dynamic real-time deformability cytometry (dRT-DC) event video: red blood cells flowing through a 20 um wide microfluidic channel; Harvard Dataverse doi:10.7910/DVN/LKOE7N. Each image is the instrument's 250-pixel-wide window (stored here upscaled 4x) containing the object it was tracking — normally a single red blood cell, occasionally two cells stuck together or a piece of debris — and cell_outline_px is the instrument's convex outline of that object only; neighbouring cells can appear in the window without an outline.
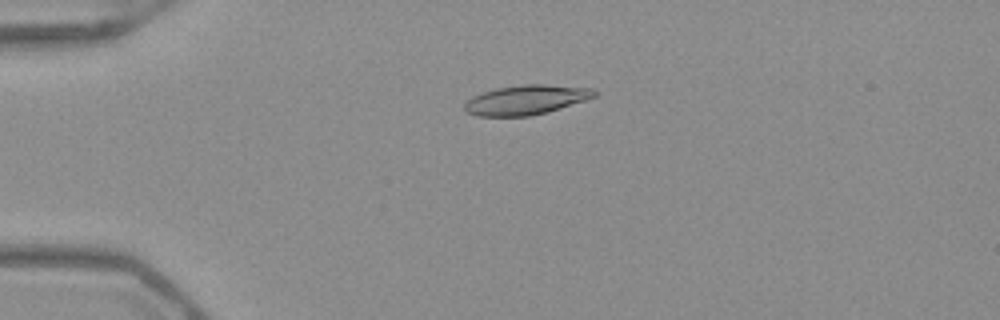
{"species": "Egyptian fruit bat (a non-hibernating species)", "species_latin": "Rousettus aegyptiacus", "temperature_condition": "warm", "stored_images_in_passage": 52, "camera_frame_rate_fps": 3000, "um_per_image_px": 0.085, "frame": {"image": 1, "passage_image": 13, "time_ms": 4.0, "image_size_px": [1000, 320], "cell_outline_px": [[600, 92], [596, 96], [548, 112], [528, 116], [476, 116], [468, 112], [464, 108], [464, 104], [472, 96], [496, 88], [520, 84], [544, 84], [596, 88]], "centroid_in_image_um": [44.76, 8.47], "position_along_channel_um": 40.2, "area_um2": 22.48}}
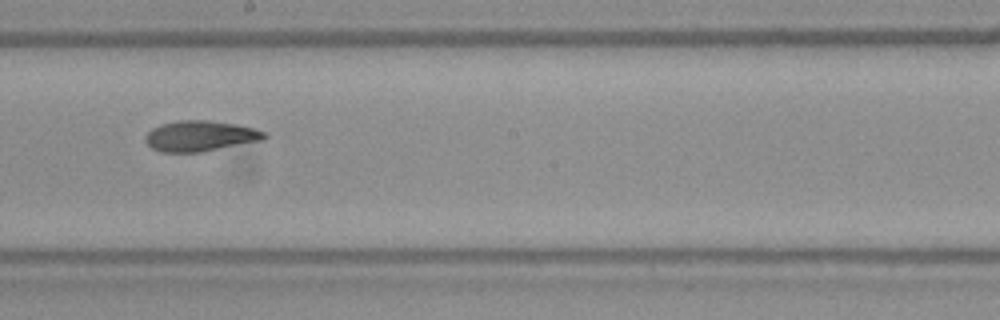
{"frame": {"image": 2, "passage_image": 30, "time_ms": 9.667, "image_size_px": [1000, 320], "cell_outline_px": [[268, 136], [264, 140], [200, 152], [160, 152], [152, 148], [144, 140], [144, 136], [152, 128], [160, 124], [176, 120], [208, 120], [236, 124], [256, 128], [268, 132]], "centroid_in_image_um": [17.04, 11.55], "position_along_channel_um": 231.2, "area_um2": 21.5}}
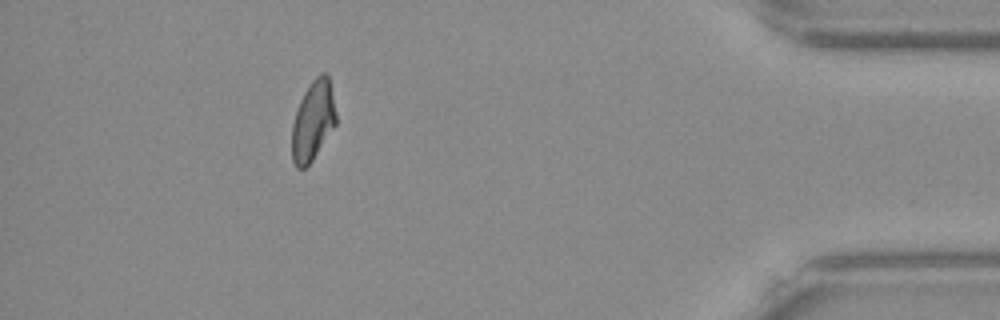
{"frame": {"image": 3, "passage_image": 47, "time_ms": 15.333, "image_size_px": [1000, 320], "cell_outline_px": [[336, 124], [312, 160], [304, 168], [296, 168], [292, 160], [292, 124], [300, 100], [304, 92], [312, 80], [320, 72], [328, 72], [336, 112]], "centroid_in_image_um": [26.61, 10.23], "position_along_channel_um": 408.6, "area_um2": 20.46}, "authors_computed_cell_mechanics": {"area_um2": 21.675, "velocity_mm_per_s": 3.99, "shape_relaxation_time_tau1_ms": 10.1748, "shape_relaxation_time_tau2_ms": 5.3214, "deformation_change_tau1": 0.2396, "deformation_change_tau2": 0.1192}}